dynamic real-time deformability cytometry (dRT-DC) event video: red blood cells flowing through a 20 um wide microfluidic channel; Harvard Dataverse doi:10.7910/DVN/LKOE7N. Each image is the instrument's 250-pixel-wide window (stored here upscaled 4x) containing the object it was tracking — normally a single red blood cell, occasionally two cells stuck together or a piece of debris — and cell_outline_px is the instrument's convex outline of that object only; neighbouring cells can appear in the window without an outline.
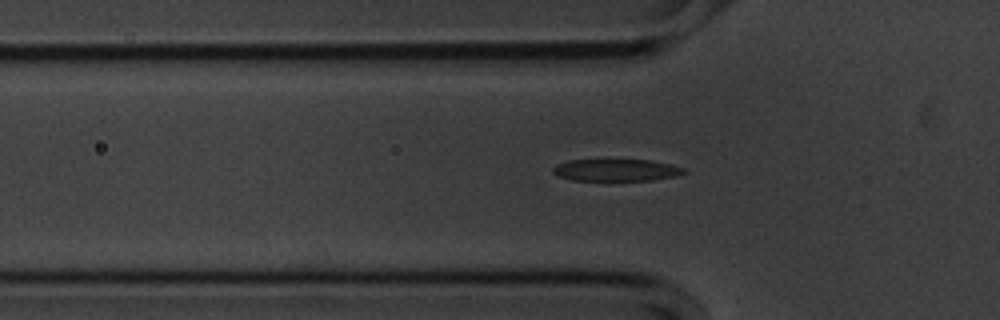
{"species": "common noctule bat (a hibernating species)", "species_latin": "Nyctalus noctula", "temperature_condition": "cold", "stored_images_in_passage": 42, "segment_of_instrument_passage": [1, 2], "camera_frame_rate_fps": 3000, "um_per_image_px": 0.085, "animal": {"sex": "male", "body_mass_g": 20.1, "forearm_length_mm": 53.5}, "frame": {"image": 1, "passage_image": 3, "time_ms": 0.667, "image_size_px": [1000, 320], "cell_outline_px": [[688, 172], [676, 176], [652, 180], [572, 180], [560, 176], [552, 172], [552, 168], [556, 164], [568, 160], [652, 160], [672, 164], [684, 168]], "centroid_in_image_um": [52.41, 14.45], "position_along_channel_um": 73.4, "area_um2": 16.82}}
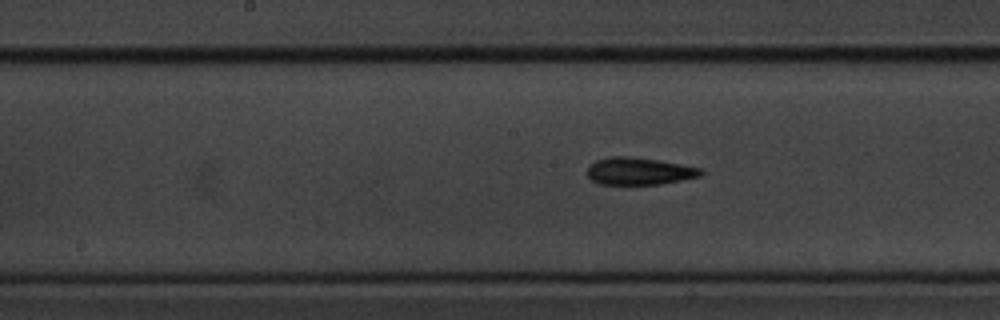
{"frame": {"image": 2, "passage_image": 13, "time_ms": 4.0, "image_size_px": [1000, 320], "cell_outline_px": [[704, 172], [700, 176], [660, 184], [600, 184], [592, 180], [588, 176], [588, 164], [596, 160], [608, 156], [632, 156], [704, 168]], "centroid_in_image_um": [54.31, 14.54], "position_along_channel_um": 193.9, "area_um2": 18.09}}
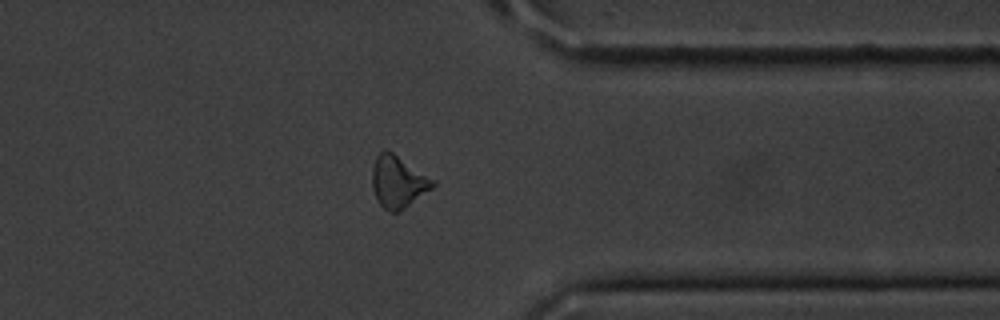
{"frame": {"image": 3, "passage_image": 29, "time_ms": 9.333, "image_size_px": [1000, 320], "cell_outline_px": [[436, 184], [432, 188], [404, 208], [396, 212], [388, 212], [380, 204], [372, 188], [372, 168], [376, 156], [384, 148], [388, 148], [436, 180]], "centroid_in_image_um": [33.83, 15.4], "position_along_channel_um": 377.6, "area_um2": 18.55}}